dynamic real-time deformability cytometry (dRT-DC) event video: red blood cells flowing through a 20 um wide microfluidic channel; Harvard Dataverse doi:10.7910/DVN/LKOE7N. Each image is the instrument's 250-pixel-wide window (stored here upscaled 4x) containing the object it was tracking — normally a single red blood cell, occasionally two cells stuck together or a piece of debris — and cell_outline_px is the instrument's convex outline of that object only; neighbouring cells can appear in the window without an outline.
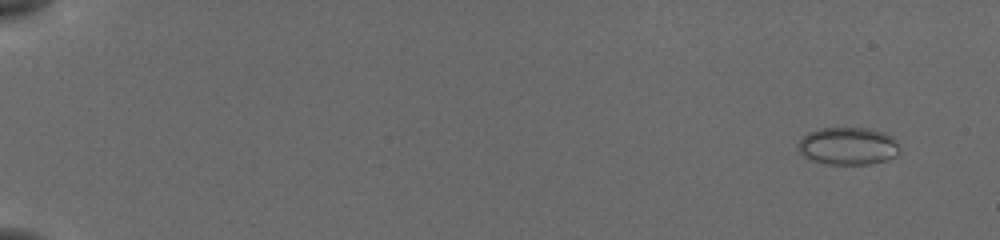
{"species": "common noctule bat (a hibernating species)", "species_latin": "Nyctalus noctula", "temperature_condition": "cold", "stored_images_in_passage": 53, "camera_frame_rate_fps": 3000, "um_per_image_px": 0.085, "animal": {"sex": "female", "body_mass_g": 19.5, "forearm_length_mm": 54.1}, "frame": {"image": 1, "passage_image": 1, "time_ms": 0.0, "image_size_px": [1000, 240], "cell_outline_px": [[896, 152], [892, 156], [884, 160], [868, 164], [832, 164], [816, 160], [804, 156], [800, 152], [796, 144], [808, 132], [820, 128], [868, 128], [884, 132], [892, 136], [896, 144]], "centroid_in_image_um": [72.03, 12.39], "position_along_channel_um": 13.0, "area_um2": 21.68}}
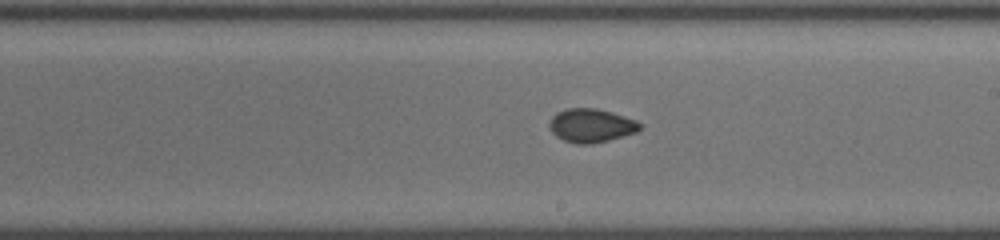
{"frame": {"image": 2, "passage_image": 32, "time_ms": 10.333, "image_size_px": [1000, 240], "cell_outline_px": [[640, 128], [636, 132], [608, 140], [592, 144], [576, 144], [564, 140], [556, 136], [552, 132], [548, 124], [552, 116], [556, 112], [568, 108], [596, 108], [612, 112], [636, 120], [640, 124]], "centroid_in_image_um": [50.21, 10.66], "position_along_channel_um": 238.8, "area_um2": 17.69}}
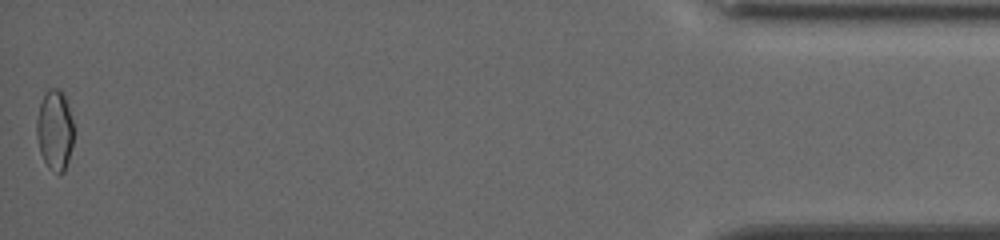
{"frame": {"image": 3, "passage_image": 53, "time_ms": 17.333, "image_size_px": [1000, 240], "cell_outline_px": [[72, 144], [68, 160], [64, 172], [60, 172], [48, 168], [40, 152], [36, 136], [36, 120], [40, 104], [44, 92], [48, 88], [60, 88], [64, 96], [72, 120]], "centroid_in_image_um": [4.62, 11.03], "position_along_channel_um": 430.6, "area_um2": 17.11}, "authors_computed_cell_mechanics": {"area_um2": 17.7446, "velocity_mm_per_s": 3.8401, "shape_relaxation_time_tau1_ms": 6.5437, "shape_relaxation_time_tau2_ms": 1.44, "deformation_change_tau1": 0.0855, "deformation_change_tau2": 0.0455}}